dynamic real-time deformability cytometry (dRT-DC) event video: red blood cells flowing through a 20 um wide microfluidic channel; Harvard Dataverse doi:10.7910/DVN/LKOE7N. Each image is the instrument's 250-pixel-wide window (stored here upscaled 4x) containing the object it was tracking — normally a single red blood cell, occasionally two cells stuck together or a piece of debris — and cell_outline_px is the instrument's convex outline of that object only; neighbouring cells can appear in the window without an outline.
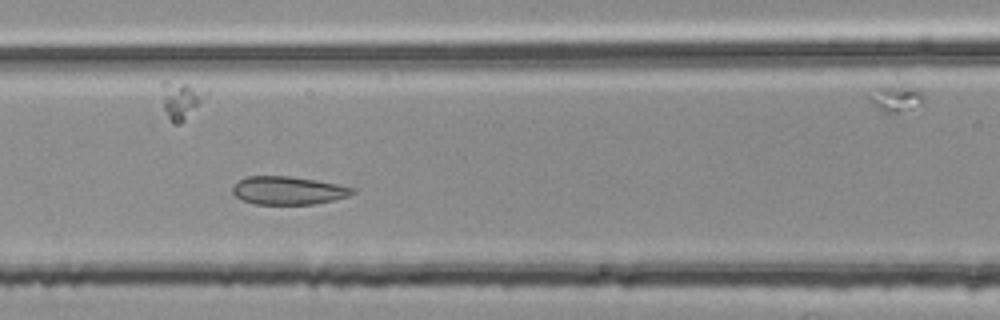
{"species": "common noctule bat (a hibernating species)", "species_latin": "Nyctalus noctula", "temperature_condition": "room temperature", "stored_images_in_passage": 44, "segment_of_instrument_passage": [2, 2], "camera_frame_rate_fps": 3000, "um_per_image_px": 0.085, "animal": {"sex": "female", "body_mass_g": 25.1}, "frame": {"image": 1, "passage_image": 17, "time_ms": 5.333, "image_size_px": [1000, 320], "cell_outline_px": [[356, 192], [348, 196], [332, 200], [312, 204], [256, 204], [244, 200], [236, 196], [232, 192], [232, 188], [240, 180], [248, 176], [288, 176], [316, 180], [356, 188]], "centroid_in_image_um": [24.52, 16.19], "position_along_channel_um": 142.1, "area_um2": 19.42}}
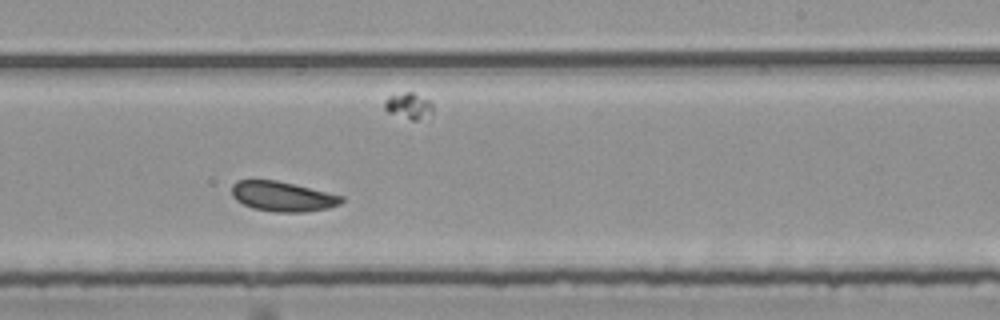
{"frame": {"image": 2, "passage_image": 27, "time_ms": 8.667, "image_size_px": [1000, 320], "cell_outline_px": [[344, 200], [340, 204], [328, 208], [304, 212], [276, 212], [252, 208], [236, 200], [232, 196], [232, 184], [236, 180], [276, 180], [344, 196]], "centroid_in_image_um": [24.01, 16.7], "position_along_channel_um": 265.0, "area_um2": 19.07}}
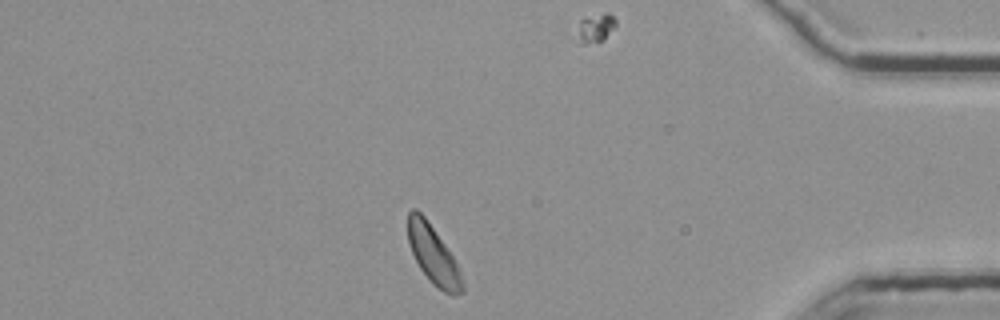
{"frame": {"image": 3, "passage_image": 41, "time_ms": 13.333, "image_size_px": [1000, 320], "cell_outline_px": [[464, 292], [456, 296], [452, 296], [444, 292], [432, 284], [420, 268], [412, 252], [408, 240], [408, 212], [412, 208], [416, 208], [424, 216], [444, 244], [452, 256], [460, 272], [464, 284]], "centroid_in_image_um": [36.83, 21.7], "position_along_channel_um": 398.4, "area_um2": 18.26}}